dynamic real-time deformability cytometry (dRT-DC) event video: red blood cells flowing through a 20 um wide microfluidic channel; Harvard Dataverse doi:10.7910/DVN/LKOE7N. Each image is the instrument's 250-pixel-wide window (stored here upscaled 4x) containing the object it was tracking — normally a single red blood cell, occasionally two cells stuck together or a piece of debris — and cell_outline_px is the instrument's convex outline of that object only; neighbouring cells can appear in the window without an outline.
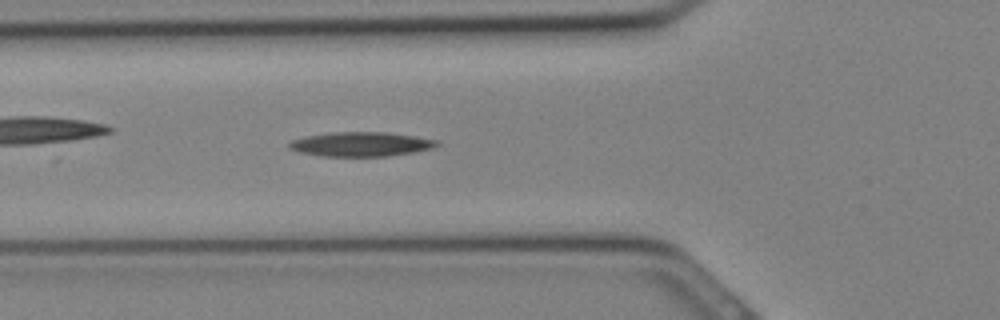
{"species": "Egyptian fruit bat (a non-hibernating species)", "species_latin": "Rousettus aegyptiacus", "temperature_condition": "cold", "stored_images_in_passage": 14, "camera_frame_rate_fps": 3000, "um_per_image_px": 0.085, "animal": {"sex": "female"}, "frame": {"image": 1, "passage_image": 10, "time_ms": 3.0, "image_size_px": [1000, 320], "cell_outline_px": [[440, 144], [432, 148], [412, 152], [388, 156], [320, 156], [300, 152], [288, 148], [288, 144], [292, 140], [304, 136], [332, 132], [388, 132], [416, 136], [440, 140]], "centroid_in_image_um": [30.69, 12.25], "position_along_channel_um": 95.1, "area_um2": 21.1}}
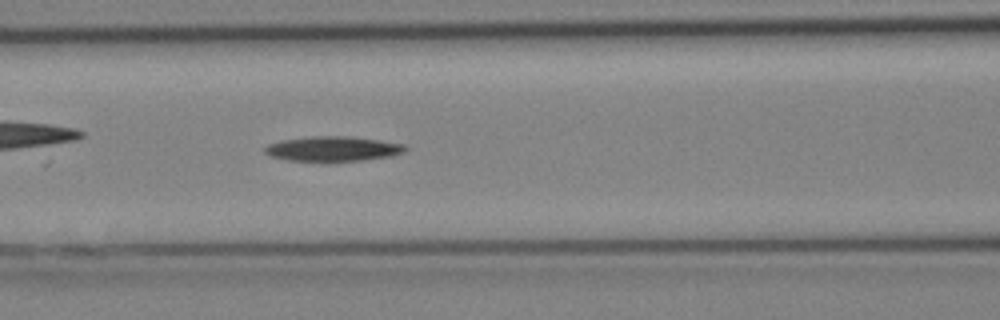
{"frame": {"image": 2, "passage_image": 12, "time_ms": 3.667, "image_size_px": [1000, 320], "cell_outline_px": [[408, 148], [404, 152], [392, 156], [360, 160], [288, 160], [272, 156], [264, 152], [264, 148], [268, 144], [280, 140], [312, 136], [348, 136], [380, 140], [404, 144]], "centroid_in_image_um": [28.31, 12.63], "position_along_channel_um": 138.3, "area_um2": 20.06}}
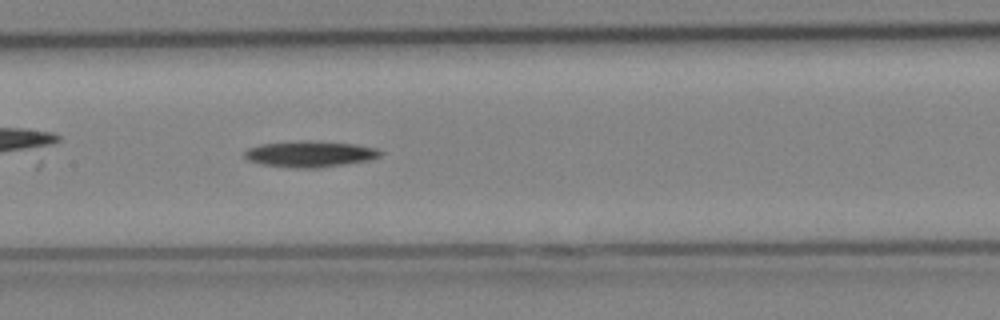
{"frame": {"image": 3, "passage_image": 14, "time_ms": 4.333, "image_size_px": [1000, 320], "cell_outline_px": [[384, 152], [380, 156], [372, 160], [316, 168], [288, 168], [260, 164], [248, 160], [244, 156], [244, 152], [248, 148], [260, 144], [300, 140], [308, 140], [356, 144], [376, 148]], "centroid_in_image_um": [26.34, 13.09], "position_along_channel_um": 181.1, "area_um2": 20.98}}